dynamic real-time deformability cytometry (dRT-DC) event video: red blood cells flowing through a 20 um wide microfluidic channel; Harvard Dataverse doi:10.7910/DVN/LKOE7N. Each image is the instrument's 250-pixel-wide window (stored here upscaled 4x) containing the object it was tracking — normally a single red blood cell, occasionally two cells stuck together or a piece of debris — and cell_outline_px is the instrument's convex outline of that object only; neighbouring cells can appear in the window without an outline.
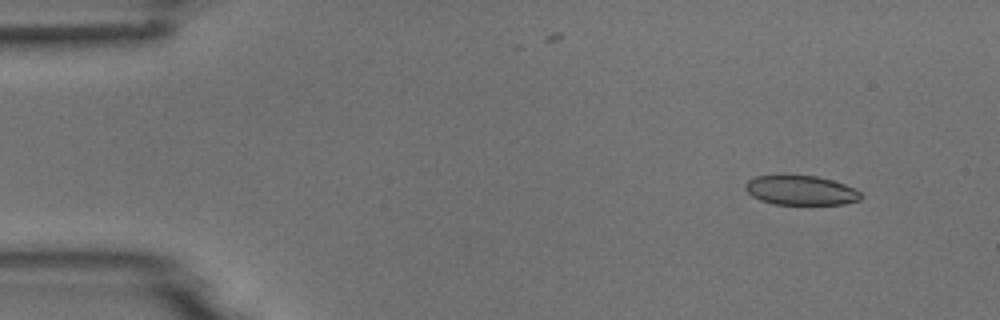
{"species": "common noctule bat (a hibernating species)", "species_latin": "Nyctalus noctula", "temperature_condition": "room temperature", "stored_images_in_passage": 5, "camera_frame_rate_fps": 3000, "um_per_image_px": 0.085, "animal": {"sex": "male", "body_mass_g": 18.8}, "frame": {"image": 1, "passage_image": 2, "time_ms": 1.333, "image_size_px": [1000, 320], "cell_outline_px": [[864, 196], [860, 200], [844, 204], [772, 204], [760, 200], [752, 196], [744, 188], [744, 184], [748, 180], [756, 176], [784, 172], [816, 176], [832, 180], [844, 184], [860, 192]], "centroid_in_image_um": [68.01, 16.13], "position_along_channel_um": 17.0, "area_um2": 20.58}}
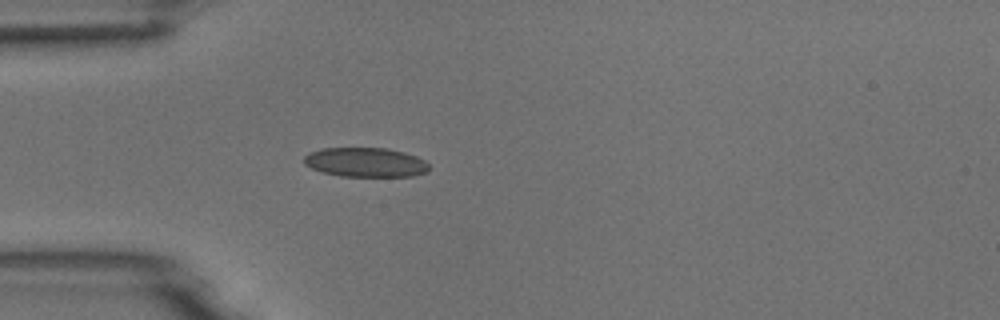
{"frame": {"image": 2, "passage_image": 5, "time_ms": 4.667, "image_size_px": [1000, 320], "cell_outline_px": [[428, 172], [412, 176], [340, 176], [324, 172], [312, 168], [304, 164], [304, 156], [308, 152], [320, 148], [388, 148], [404, 152], [416, 156], [424, 160], [428, 164]], "centroid_in_image_um": [31.06, 13.79], "position_along_channel_um": 53.9, "area_um2": 21.44}}